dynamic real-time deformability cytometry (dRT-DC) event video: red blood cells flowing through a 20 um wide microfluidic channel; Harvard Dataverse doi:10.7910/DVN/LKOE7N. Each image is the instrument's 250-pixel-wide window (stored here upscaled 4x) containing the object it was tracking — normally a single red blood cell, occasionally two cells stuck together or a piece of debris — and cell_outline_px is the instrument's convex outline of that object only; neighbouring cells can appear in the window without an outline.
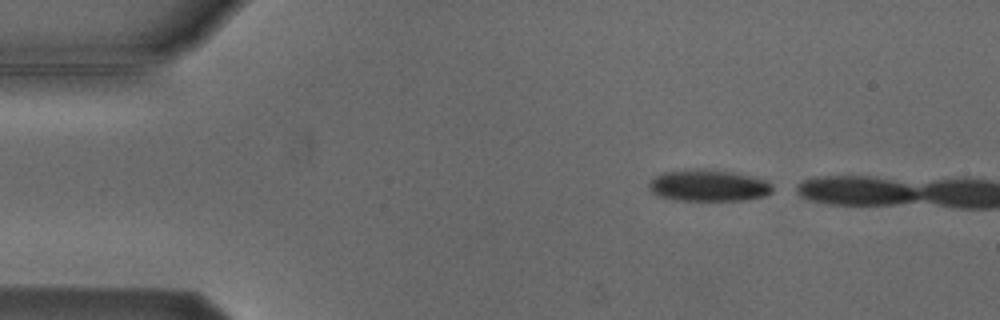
{"species": "Egyptian fruit bat (a non-hibernating species)", "species_latin": "Rousettus aegyptiacus", "temperature_condition": "cold", "stored_images_in_passage": 2, "camera_frame_rate_fps": 3000, "um_per_image_px": 0.085, "animal": {"sex": "male"}, "frame": {"image": 1, "passage_image": 1, "time_ms": 0.0, "image_size_px": [1000, 320], "cell_outline_px": [[772, 192], [764, 196], [748, 200], [672, 200], [660, 196], [652, 192], [648, 188], [648, 184], [656, 176], [664, 172], [696, 168], [736, 172], [768, 180], [772, 184]], "centroid_in_image_um": [60.25, 15.76], "position_along_channel_um": 24.8, "area_um2": 22.95}}